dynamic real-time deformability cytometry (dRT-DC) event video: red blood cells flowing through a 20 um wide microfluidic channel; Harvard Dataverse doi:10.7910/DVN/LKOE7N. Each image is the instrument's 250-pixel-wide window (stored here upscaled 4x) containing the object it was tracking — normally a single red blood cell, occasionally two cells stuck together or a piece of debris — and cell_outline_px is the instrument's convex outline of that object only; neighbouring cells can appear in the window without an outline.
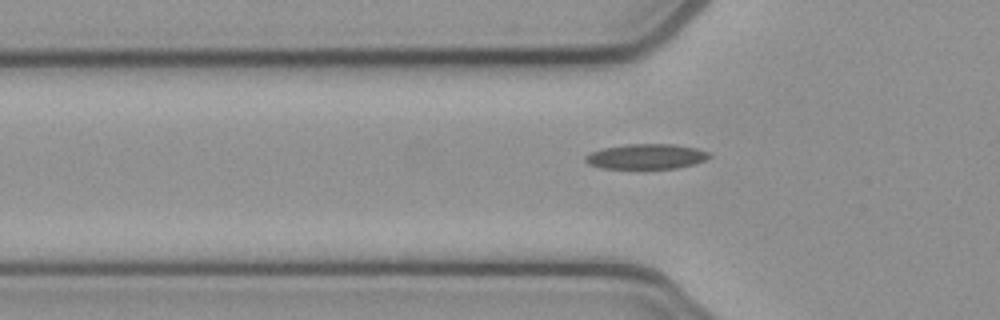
{"species": "common noctule bat (a hibernating species)", "species_latin": "Nyctalus noctula", "temperature_condition": "cold", "stored_images_in_passage": 51, "camera_frame_rate_fps": 3000, "um_per_image_px": 0.085, "animal": {"sex": "female", "body_mass_g": 21.9}, "frame": {"image": 1, "passage_image": 17, "time_ms": 5.333, "image_size_px": [1000, 320], "cell_outline_px": [[712, 156], [704, 160], [692, 164], [676, 168], [644, 172], [604, 168], [588, 164], [584, 160], [584, 156], [592, 152], [604, 148], [628, 144], [676, 144], [696, 148], [708, 152]], "centroid_in_image_um": [54.91, 13.35], "position_along_channel_um": 70.9, "area_um2": 18.96}}
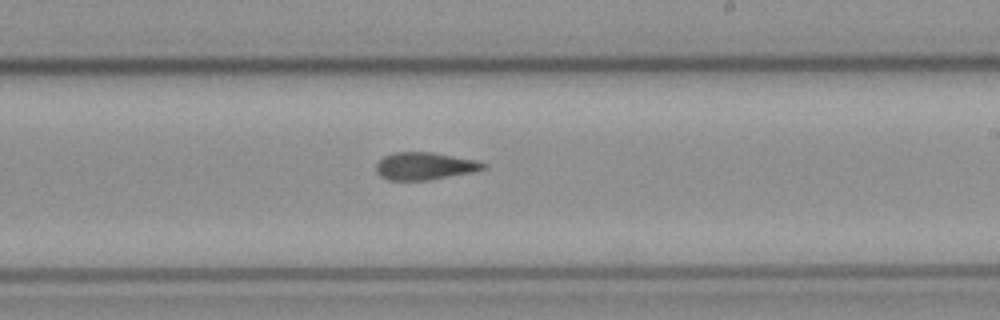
{"frame": {"image": 2, "passage_image": 31, "time_ms": 10.0, "image_size_px": [1000, 320], "cell_outline_px": [[488, 168], [472, 172], [428, 180], [388, 180], [380, 176], [376, 172], [376, 164], [384, 156], [392, 152], [432, 152], [480, 160], [488, 164]], "centroid_in_image_um": [36.14, 14.1], "position_along_channel_um": 252.9, "area_um2": 17.4}}
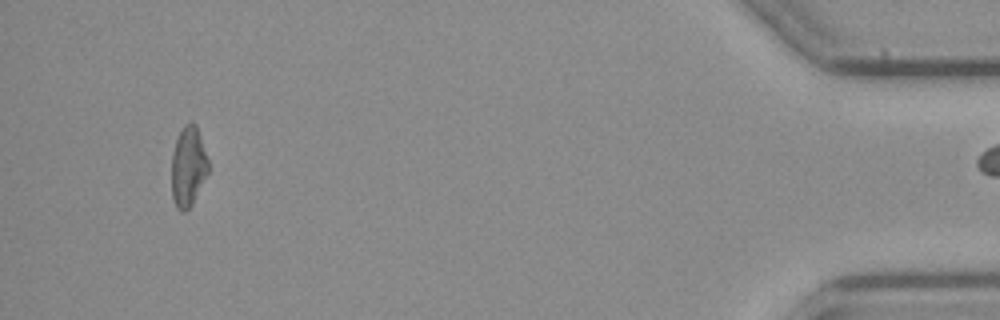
{"frame": {"image": 3, "passage_image": 50, "time_ms": 16.333, "image_size_px": [1000, 320], "cell_outline_px": [[208, 172], [192, 204], [184, 212], [180, 212], [176, 208], [172, 200], [172, 156], [176, 140], [184, 124], [196, 124], [208, 160]], "centroid_in_image_um": [15.98, 14.2], "position_along_channel_um": 419.2, "area_um2": 16.88}}